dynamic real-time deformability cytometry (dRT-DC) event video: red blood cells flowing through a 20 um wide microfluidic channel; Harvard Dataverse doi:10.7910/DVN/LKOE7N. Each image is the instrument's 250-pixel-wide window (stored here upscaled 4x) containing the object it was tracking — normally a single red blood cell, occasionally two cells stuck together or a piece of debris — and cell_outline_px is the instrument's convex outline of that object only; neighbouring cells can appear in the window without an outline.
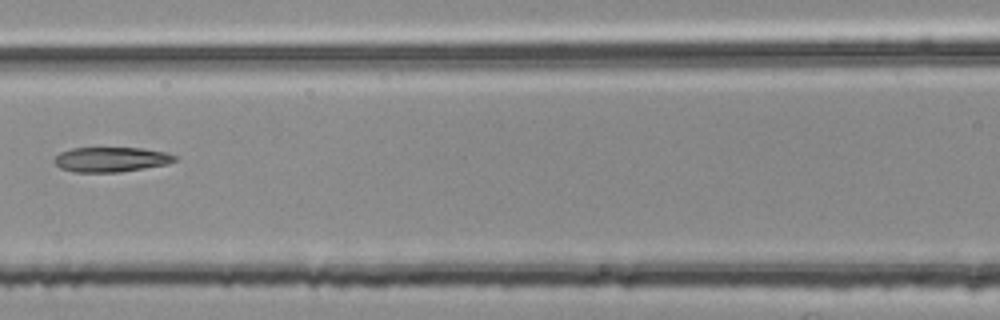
{"species": "common noctule bat (a hibernating species)", "species_latin": "Nyctalus noctula", "temperature_condition": "room temperature", "stored_images_in_passage": 6, "segment_of_instrument_passage": [2, 2], "camera_frame_rate_fps": 3000, "um_per_image_px": 0.085, "animal": {"sex": "female", "body_mass_g": 25.1}, "frame": {"image": 1, "passage_image": 6, "time_ms": 1.667, "image_size_px": [1000, 320], "cell_outline_px": [[176, 160], [168, 164], [120, 172], [72, 172], [60, 168], [52, 160], [60, 152], [72, 148], [144, 148], [164, 152], [176, 156]], "centroid_in_image_um": [9.41, 13.55], "position_along_channel_um": 157.2, "area_um2": 17.46}}